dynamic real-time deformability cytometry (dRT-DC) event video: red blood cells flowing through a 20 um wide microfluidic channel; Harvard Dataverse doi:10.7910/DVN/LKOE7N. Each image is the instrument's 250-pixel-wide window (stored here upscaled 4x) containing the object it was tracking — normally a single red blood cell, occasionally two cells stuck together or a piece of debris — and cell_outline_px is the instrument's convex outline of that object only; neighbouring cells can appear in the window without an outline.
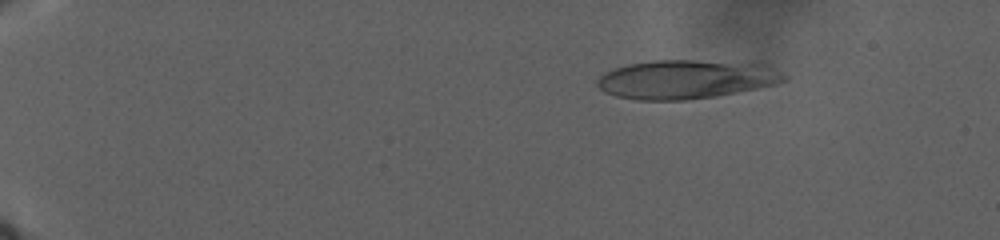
{"species": "human", "species_latin": "Homo sapiens", "temperature_condition": "warm", "stored_images_in_passage": 50, "camera_frame_rate_fps": 3000, "um_per_image_px": 0.085, "donor": {"sex": "male"}, "frame": {"image": 1, "passage_image": 10, "time_ms": 6.667, "image_size_px": [1000, 240], "cell_outline_px": [[788, 80], [776, 84], [716, 96], [684, 100], [636, 100], [616, 96], [604, 92], [596, 84], [596, 80], [604, 72], [628, 64], [652, 60], [760, 60], [768, 64], [788, 76]], "centroid_in_image_um": [58.42, 6.7], "position_along_channel_um": 26.6, "area_um2": 43.41}}
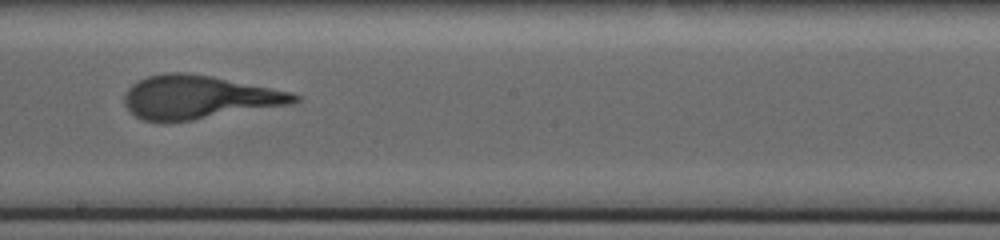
{"frame": {"image": 2, "passage_image": 33, "time_ms": 24.667, "image_size_px": [1000, 240], "cell_outline_px": [[300, 100], [292, 104], [192, 120], [164, 124], [144, 120], [136, 116], [124, 104], [124, 96], [128, 88], [132, 84], [148, 76], [164, 72], [184, 72], [212, 76], [292, 92], [300, 96]], "centroid_in_image_um": [16.87, 8.27], "position_along_channel_um": 231.3, "area_um2": 43.18}}
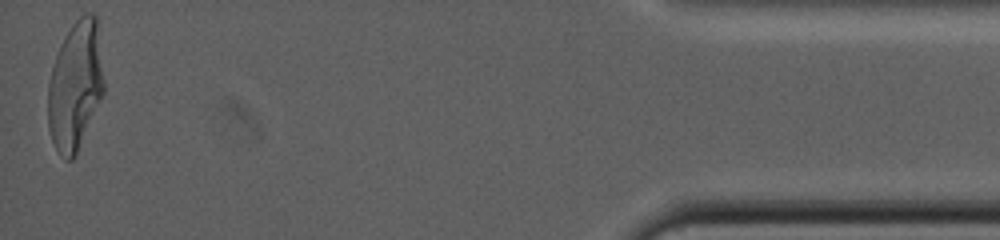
{"frame": {"image": 3, "passage_image": 50, "time_ms": 38.667, "image_size_px": [1000, 240], "cell_outline_px": [[104, 92], [76, 156], [72, 160], [68, 160], [60, 156], [52, 140], [48, 128], [48, 84], [52, 68], [60, 44], [64, 36], [72, 24], [84, 12], [92, 12], [96, 16], [104, 80]], "centroid_in_image_um": [6.4, 7.3], "position_along_channel_um": 428.8, "area_um2": 42.08}}